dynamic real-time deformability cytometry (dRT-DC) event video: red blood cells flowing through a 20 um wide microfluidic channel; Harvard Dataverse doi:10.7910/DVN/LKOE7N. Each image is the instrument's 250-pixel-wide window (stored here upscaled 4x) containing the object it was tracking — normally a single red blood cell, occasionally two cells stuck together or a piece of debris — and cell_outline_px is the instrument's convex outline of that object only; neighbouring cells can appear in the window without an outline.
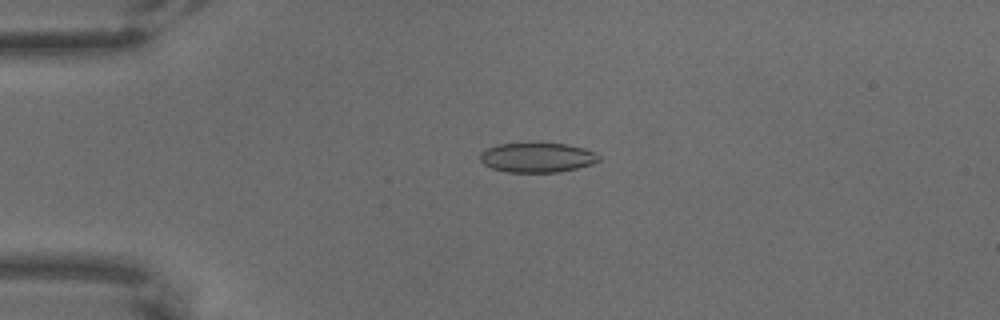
{"species": "common noctule bat (a hibernating species)", "species_latin": "Nyctalus noctula", "temperature_condition": "warm", "stored_images_in_passage": 5, "camera_frame_rate_fps": 3000, "um_per_image_px": 0.085, "animal": {"sex": "male", "body_mass_g": 18.8}, "frame": {"image": 1, "passage_image": 3, "time_ms": 0.667, "image_size_px": [1000, 320], "cell_outline_px": [[600, 160], [592, 164], [560, 172], [508, 172], [492, 168], [484, 164], [480, 160], [480, 152], [484, 148], [496, 144], [568, 144], [584, 148], [596, 152], [600, 156]], "centroid_in_image_um": [45.66, 13.39], "position_along_channel_um": 39.3, "area_um2": 20.52}}
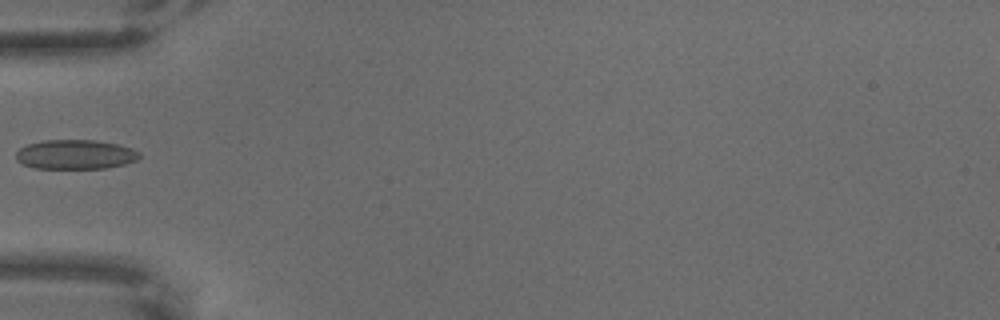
{"frame": {"image": 2, "passage_image": 5, "time_ms": 1.333, "image_size_px": [1000, 320], "cell_outline_px": [[140, 156], [136, 160], [124, 164], [104, 168], [36, 168], [24, 164], [16, 160], [16, 152], [20, 148], [28, 144], [44, 140], [96, 140], [116, 144], [132, 148], [140, 152]], "centroid_in_image_um": [6.4, 13.12], "position_along_channel_um": 78.6, "area_um2": 21.04}}